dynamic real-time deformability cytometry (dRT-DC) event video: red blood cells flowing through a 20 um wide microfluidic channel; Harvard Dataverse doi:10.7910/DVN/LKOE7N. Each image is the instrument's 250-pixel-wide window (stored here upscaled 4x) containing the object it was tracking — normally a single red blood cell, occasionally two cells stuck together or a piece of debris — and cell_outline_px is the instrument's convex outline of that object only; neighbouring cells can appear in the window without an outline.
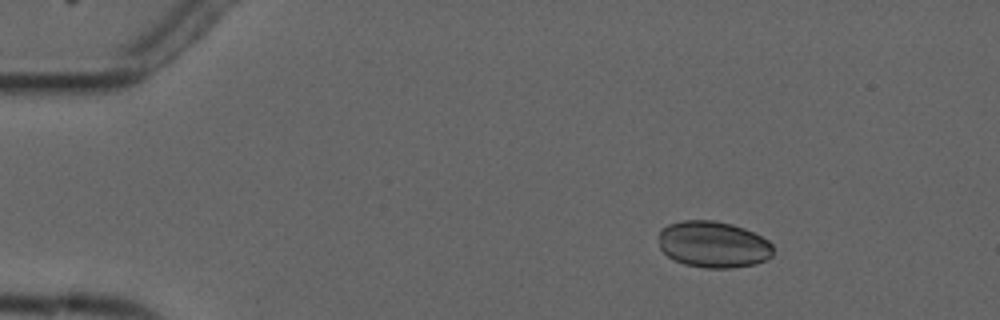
{"species": "common noctule bat (a hibernating species)", "species_latin": "Nyctalus noctula", "temperature_condition": "cold", "stored_images_in_passage": 7, "camera_frame_rate_fps": 3000, "um_per_image_px": 0.085, "animal": {"sex": "male", "forearm_length_mm": 52.5}, "frame": {"image": 1, "passage_image": 2, "time_ms": 1.0, "image_size_px": [1000, 320], "cell_outline_px": [[772, 256], [756, 264], [732, 268], [704, 268], [684, 264], [668, 256], [660, 248], [660, 228], [668, 224], [684, 220], [716, 220], [732, 224], [744, 228], [768, 240], [772, 244]], "centroid_in_image_um": [60.63, 20.77], "position_along_channel_um": 24.4, "area_um2": 31.04}}
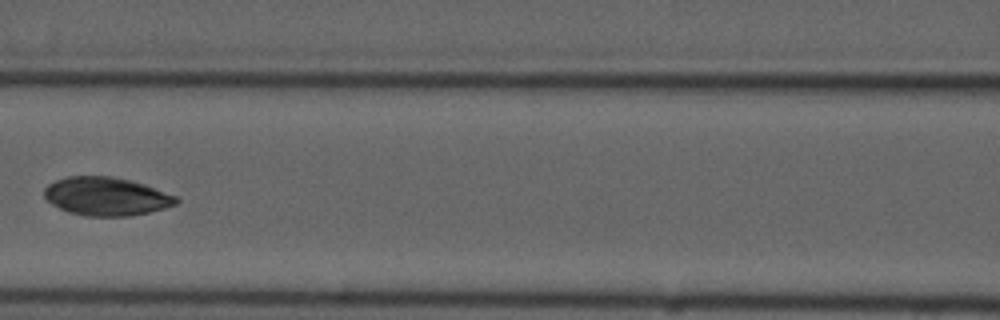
{"frame": {"image": 2, "passage_image": 6, "time_ms": 6.667, "image_size_px": [1000, 320], "cell_outline_px": [[180, 200], [176, 204], [164, 208], [148, 212], [128, 216], [84, 216], [68, 212], [52, 204], [44, 196], [44, 188], [48, 184], [56, 180], [68, 176], [112, 176], [144, 184], [176, 196]], "centroid_in_image_um": [9.01, 16.69], "position_along_channel_um": 157.6, "area_um2": 29.36}}
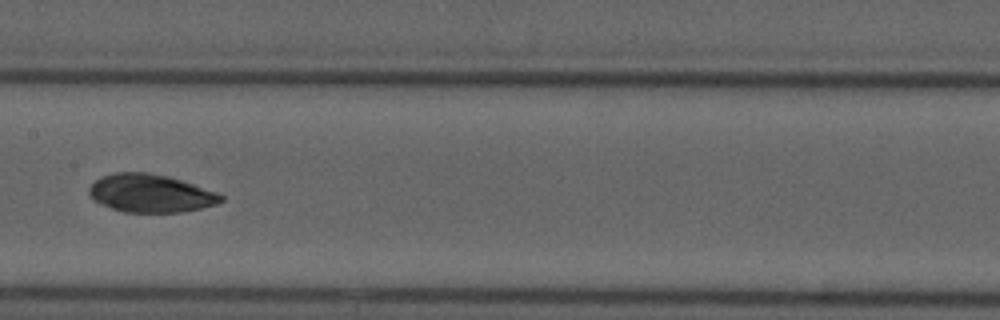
{"frame": {"image": 3, "passage_image": 7, "time_ms": 7.667, "image_size_px": [1000, 320], "cell_outline_px": [[224, 200], [216, 204], [200, 208], [180, 212], [124, 212], [112, 208], [92, 200], [88, 192], [88, 188], [100, 176], [116, 172], [148, 172], [168, 176], [216, 192], [224, 196]], "centroid_in_image_um": [12.76, 16.42], "position_along_channel_um": 194.6, "area_um2": 29.13}}